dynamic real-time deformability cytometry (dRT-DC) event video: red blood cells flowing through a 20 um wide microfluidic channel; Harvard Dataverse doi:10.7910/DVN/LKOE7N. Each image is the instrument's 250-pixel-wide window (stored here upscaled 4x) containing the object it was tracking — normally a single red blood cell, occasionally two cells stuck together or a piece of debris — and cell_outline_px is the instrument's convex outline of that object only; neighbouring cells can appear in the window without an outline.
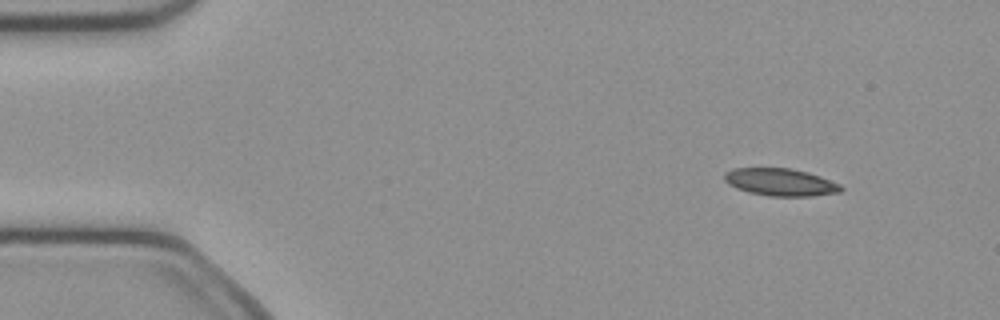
{"species": "common noctule bat (a hibernating species)", "species_latin": "Nyctalus noctula", "temperature_condition": "cold", "stored_images_in_passage": 46, "camera_frame_rate_fps": 3000, "um_per_image_px": 0.085, "animal": {"sex": "female", "body_mass_g": 21.9}, "frame": {"image": 1, "passage_image": 1, "time_ms": 0.0, "image_size_px": [1000, 320], "cell_outline_px": [[844, 188], [840, 192], [812, 196], [768, 196], [748, 192], [736, 188], [728, 184], [724, 180], [724, 172], [732, 168], [792, 168], [808, 172], [820, 176], [840, 184]], "centroid_in_image_um": [66.32, 15.48], "position_along_channel_um": 18.7, "area_um2": 18.79}}
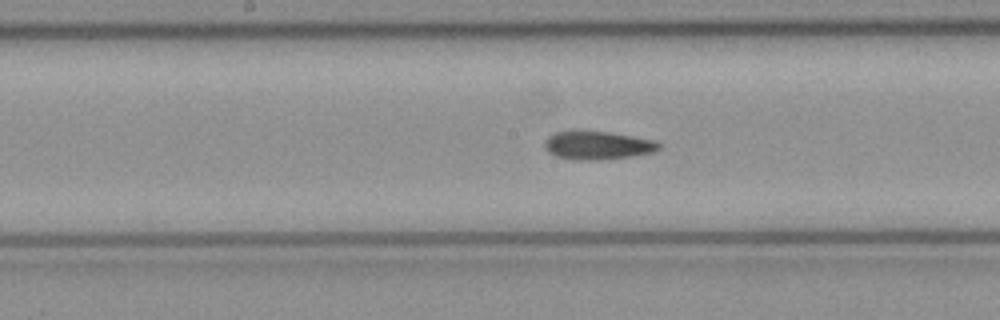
{"frame": {"image": 2, "passage_image": 21, "time_ms": 6.667, "image_size_px": [1000, 320], "cell_outline_px": [[660, 148], [652, 152], [632, 156], [596, 160], [572, 160], [556, 156], [548, 152], [544, 148], [544, 140], [548, 136], [556, 132], [608, 132], [656, 140], [660, 144]], "centroid_in_image_um": [50.78, 12.37], "position_along_channel_um": 197.4, "area_um2": 18.67}}
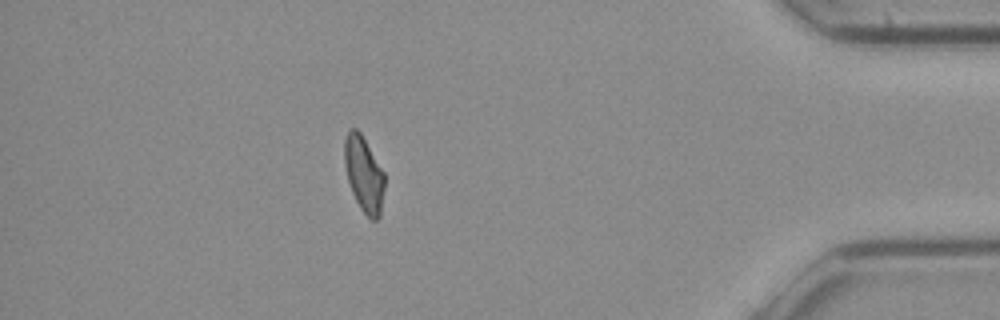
{"frame": {"image": 3, "passage_image": 40, "time_ms": 13.0, "image_size_px": [1000, 320], "cell_outline_px": [[384, 188], [380, 216], [376, 220], [372, 220], [360, 208], [352, 192], [348, 180], [344, 164], [344, 140], [348, 128], [356, 128], [360, 132], [384, 172]], "centroid_in_image_um": [30.91, 14.78], "position_along_channel_um": 404.3, "area_um2": 17.57}, "authors_computed_cell_mechanics": {"area_um2": 18.6116, "velocity_mm_per_s": 4.0368, "shape_relaxation_time_tau1_ms": 10.2404, "shape_relaxation_time_tau2_ms": 3.1181, "deformation_change_tau1": 0.2154, "deformation_change_tau2": 0.1005}}